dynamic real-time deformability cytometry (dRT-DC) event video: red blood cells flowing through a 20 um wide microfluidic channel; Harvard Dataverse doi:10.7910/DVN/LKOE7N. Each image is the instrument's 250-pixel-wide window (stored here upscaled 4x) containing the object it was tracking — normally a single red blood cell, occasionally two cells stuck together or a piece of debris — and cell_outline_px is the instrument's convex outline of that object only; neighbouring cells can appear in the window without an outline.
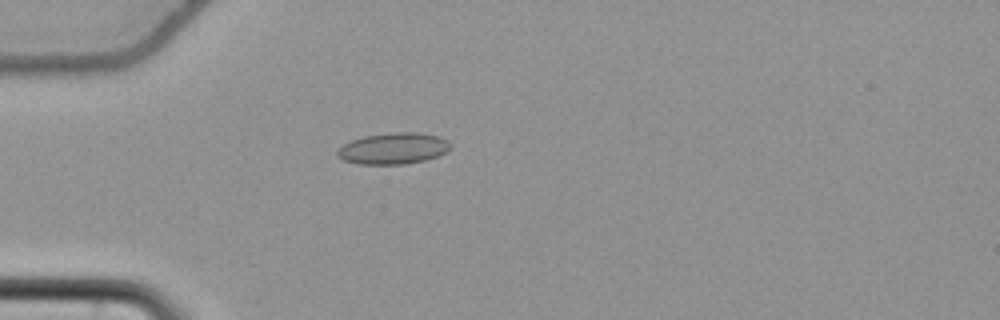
{"species": "common noctule bat (a hibernating species)", "species_latin": "Nyctalus noctula", "temperature_condition": "cold", "stored_images_in_passage": 56, "camera_frame_rate_fps": 3000, "um_per_image_px": 0.085, "animal": {"sex": "female", "body_mass_g": 22.7, "forearm_length_mm": 54.2}, "frame": {"image": 1, "passage_image": 17, "time_ms": 5.333, "image_size_px": [1000, 320], "cell_outline_px": [[452, 148], [448, 152], [424, 160], [404, 164], [360, 164], [344, 160], [336, 156], [336, 152], [344, 144], [352, 140], [364, 136], [392, 132], [416, 132], [440, 136], [448, 140], [452, 144]], "centroid_in_image_um": [33.47, 12.61], "position_along_channel_um": 51.5, "area_um2": 20.75}}
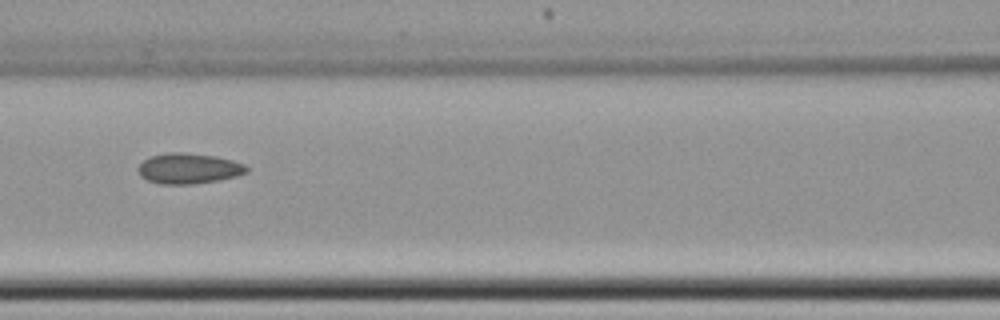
{"frame": {"image": 2, "passage_image": 26, "time_ms": 8.333, "image_size_px": [1000, 320], "cell_outline_px": [[248, 172], [236, 176], [220, 180], [192, 184], [160, 184], [148, 180], [140, 176], [136, 168], [144, 160], [152, 156], [168, 152], [180, 152], [216, 156], [232, 160], [244, 164], [248, 168]], "centroid_in_image_um": [16.03, 14.32], "position_along_channel_um": 150.6, "area_um2": 19.31}}
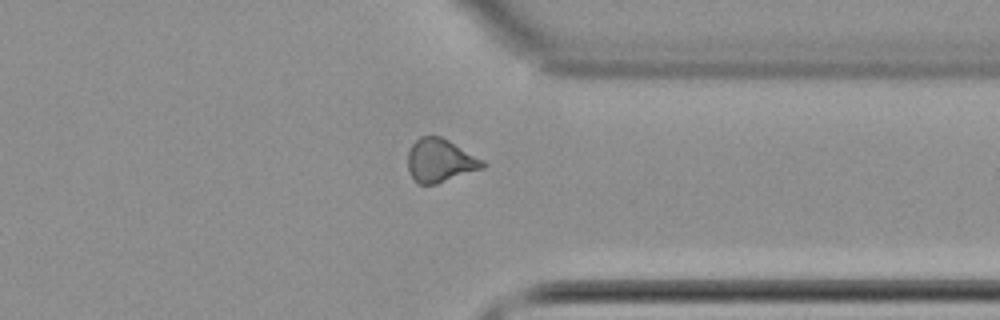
{"frame": {"image": 3, "passage_image": 44, "time_ms": 14.333, "image_size_px": [1000, 320], "cell_outline_px": [[488, 164], [484, 168], [436, 184], [416, 184], [412, 180], [408, 172], [408, 152], [412, 144], [420, 136], [440, 136], [448, 140], [484, 160]], "centroid_in_image_um": [37.4, 13.66], "position_along_channel_um": 374.0, "area_um2": 19.07}, "authors_computed_cell_mechanics": {"area_um2": 19.2474, "velocity_mm_per_s": 3.755, "shape_relaxation_time_tau1_ms": null, "shape_relaxation_time_tau2_ms": 4.0457, "deformation_change_tau1": null, "deformation_change_tau2": 0.1104}}